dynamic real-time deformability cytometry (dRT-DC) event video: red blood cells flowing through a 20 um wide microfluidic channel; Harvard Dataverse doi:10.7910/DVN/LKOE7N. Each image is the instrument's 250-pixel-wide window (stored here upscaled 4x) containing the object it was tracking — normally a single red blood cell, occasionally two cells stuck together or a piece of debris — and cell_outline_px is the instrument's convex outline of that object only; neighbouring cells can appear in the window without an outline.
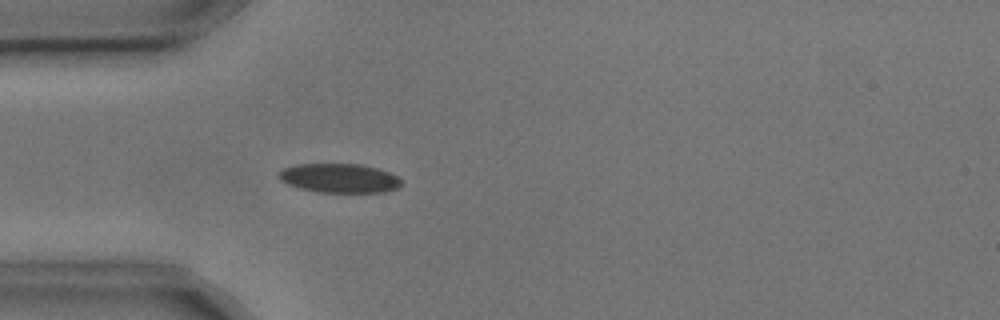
{"species": "common noctule bat (a hibernating species)", "species_latin": "Nyctalus noctula", "temperature_condition": "cold", "stored_images_in_passage": 5, "camera_frame_rate_fps": 3000, "um_per_image_px": 0.085, "animal": {"sex": "male", "body_mass_g": 17.9, "forearm_length_mm": 54.2}, "frame": {"image": 1, "passage_image": 5, "time_ms": 1.333, "image_size_px": [1000, 320], "cell_outline_px": [[400, 184], [396, 188], [384, 192], [316, 192], [300, 188], [288, 184], [280, 180], [276, 176], [284, 168], [296, 164], [360, 164], [380, 168], [396, 176], [400, 180]], "centroid_in_image_um": [28.81, 15.14], "position_along_channel_um": 56.2, "area_um2": 20.75}}